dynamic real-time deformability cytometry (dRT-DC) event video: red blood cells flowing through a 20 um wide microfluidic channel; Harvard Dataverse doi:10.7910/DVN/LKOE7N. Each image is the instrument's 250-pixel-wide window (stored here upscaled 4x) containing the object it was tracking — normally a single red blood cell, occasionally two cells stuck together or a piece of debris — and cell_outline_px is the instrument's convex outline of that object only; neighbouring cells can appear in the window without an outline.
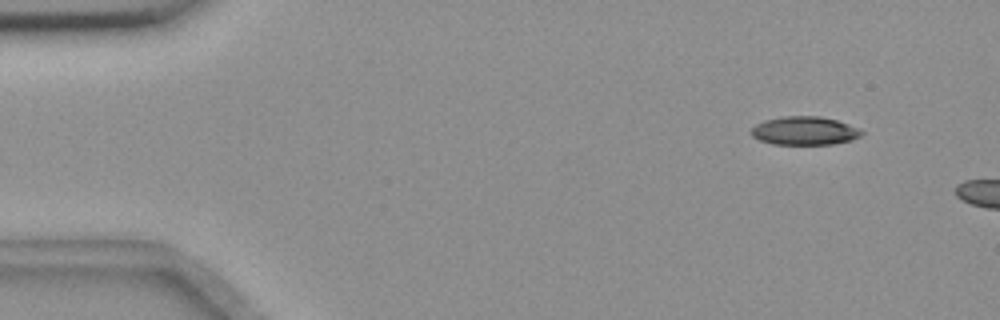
{"species": "common noctule bat (a hibernating species)", "species_latin": "Nyctalus noctula", "temperature_condition": "room temperature", "stored_images_in_passage": 2, "camera_frame_rate_fps": 3000, "um_per_image_px": 0.085, "animal": {"sex": "female", "body_mass_g": 18.4}, "frame": {"image": 1, "passage_image": 1, "time_ms": 0.0, "image_size_px": [1000, 320], "cell_outline_px": [[864, 132], [860, 136], [852, 140], [832, 144], [772, 144], [760, 140], [752, 136], [748, 132], [756, 124], [764, 120], [784, 116], [820, 116], [836, 120], [848, 124]], "centroid_in_image_um": [68.35, 11.11], "position_along_channel_um": 16.7, "area_um2": 18.26}}